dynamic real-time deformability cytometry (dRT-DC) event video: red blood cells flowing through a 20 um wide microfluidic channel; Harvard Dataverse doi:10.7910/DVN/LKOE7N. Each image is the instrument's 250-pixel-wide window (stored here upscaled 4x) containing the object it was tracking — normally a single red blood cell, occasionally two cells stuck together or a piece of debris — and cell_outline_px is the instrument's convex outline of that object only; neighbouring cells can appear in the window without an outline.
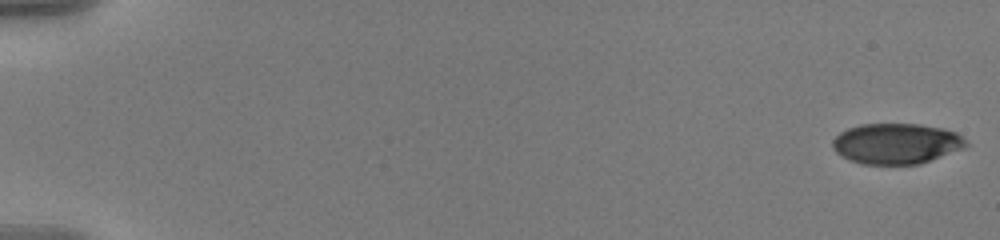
{"species": "human", "species_latin": "Homo sapiens", "temperature_condition": "warm", "stored_images_in_passage": 28, "camera_frame_rate_fps": 3000, "um_per_image_px": 0.085, "donor": {"sex": "male"}, "frame": {"image": 1, "passage_image": 1, "time_ms": 0.0, "image_size_px": [1000, 240], "cell_outline_px": [[968, 144], [964, 148], [920, 164], [860, 164], [848, 160], [840, 156], [832, 148], [832, 140], [840, 132], [848, 128], [860, 124], [920, 124], [944, 128], [956, 132]], "centroid_in_image_um": [76.15, 12.21], "position_along_channel_um": 8.8, "area_um2": 31.73}}
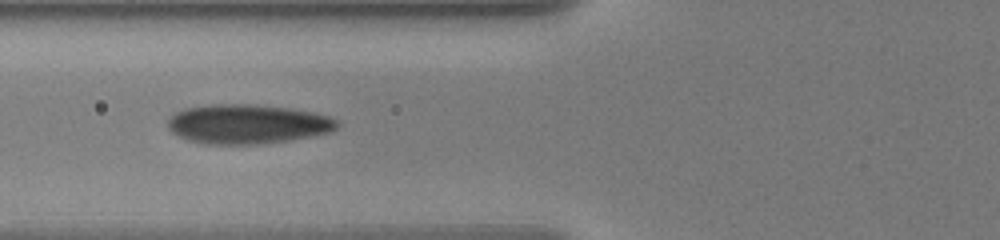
{"frame": {"image": 2, "passage_image": 24, "time_ms": 7.667, "image_size_px": [1000, 240], "cell_outline_px": [[340, 124], [336, 128], [328, 132], [288, 140], [256, 144], [208, 144], [188, 140], [172, 132], [168, 128], [168, 120], [172, 112], [184, 108], [212, 104], [256, 104], [292, 108], [312, 112], [328, 116], [336, 120]], "centroid_in_image_um": [20.99, 10.52], "position_along_channel_um": 104.8, "area_um2": 38.84}}
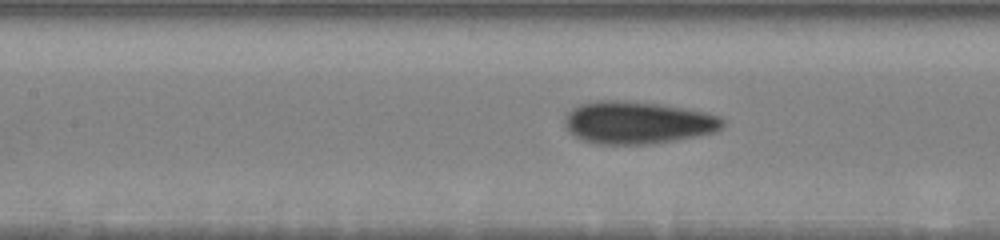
{"frame": {"image": 3, "passage_image": 28, "time_ms": 9.0, "image_size_px": [1000, 240], "cell_outline_px": [[724, 128], [716, 132], [696, 136], [672, 140], [644, 144], [600, 144], [580, 140], [568, 132], [564, 128], [564, 116], [572, 108], [580, 104], [596, 100], [624, 100], [660, 104], [708, 112], [720, 116], [724, 120]], "centroid_in_image_um": [54.17, 10.41], "position_along_channel_um": 153.2, "area_um2": 39.48}}